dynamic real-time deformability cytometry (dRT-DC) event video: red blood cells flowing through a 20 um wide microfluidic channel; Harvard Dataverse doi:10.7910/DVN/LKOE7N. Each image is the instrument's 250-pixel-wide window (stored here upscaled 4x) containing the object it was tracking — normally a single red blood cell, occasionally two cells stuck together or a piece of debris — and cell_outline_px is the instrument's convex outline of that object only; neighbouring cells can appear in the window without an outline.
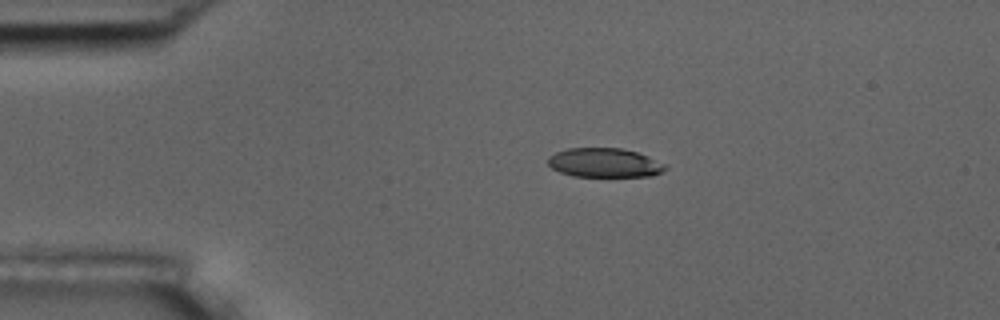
{"species": "common noctule bat (a hibernating species)", "species_latin": "Nyctalus noctula", "temperature_condition": "room temperature", "stored_images_in_passage": 6, "camera_frame_rate_fps": 3000, "um_per_image_px": 0.085, "animal": {"sex": "male", "body_mass_g": 17.5, "forearm_length_mm": 52.3}, "frame": {"image": 1, "passage_image": 1, "time_ms": 0.0, "image_size_px": [1000, 320], "cell_outline_px": [[668, 168], [664, 172], [652, 176], [572, 176], [560, 172], [552, 168], [548, 164], [548, 156], [556, 152], [568, 148], [620, 148], [636, 152], [648, 156], [664, 164]], "centroid_in_image_um": [51.38, 13.84], "position_along_channel_um": 33.6, "area_um2": 19.94}}
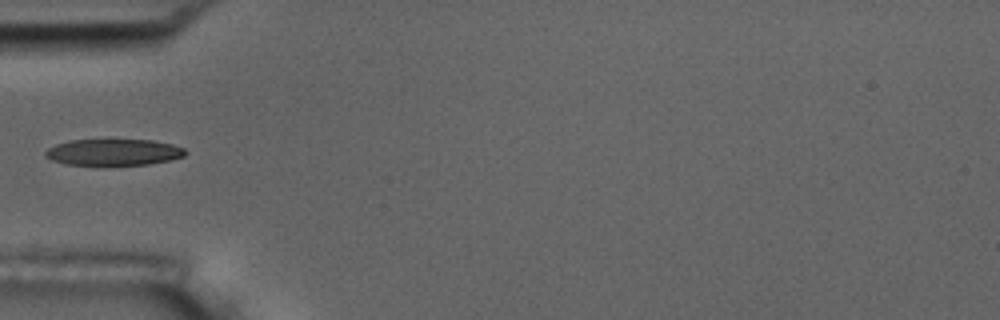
{"frame": {"image": 2, "passage_image": 3, "time_ms": 2.333, "image_size_px": [1000, 320], "cell_outline_px": [[188, 152], [184, 156], [172, 160], [148, 164], [96, 168], [68, 164], [52, 160], [44, 156], [44, 152], [48, 148], [56, 144], [72, 140], [152, 140], [172, 144], [184, 148]], "centroid_in_image_um": [9.64, 12.98], "position_along_channel_um": 75.4, "area_um2": 22.43}}
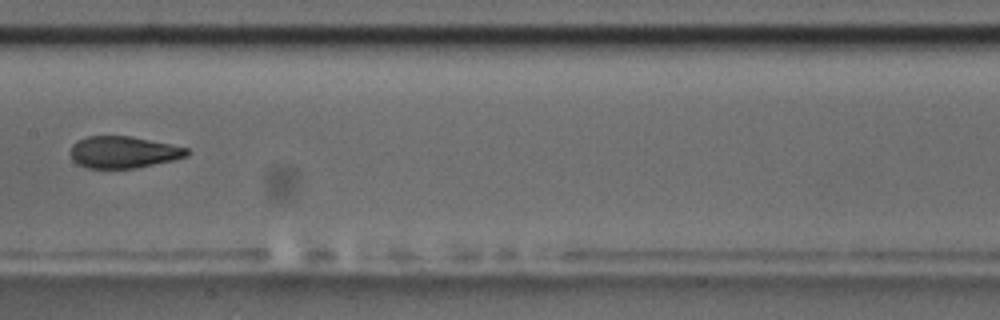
{"frame": {"image": 3, "passage_image": 6, "time_ms": 5.667, "image_size_px": [1000, 320], "cell_outline_px": [[188, 156], [172, 160], [136, 168], [88, 168], [72, 160], [68, 152], [72, 144], [76, 140], [88, 136], [132, 136], [188, 148]], "centroid_in_image_um": [10.44, 12.92], "position_along_channel_um": 197.0, "area_um2": 21.62}}